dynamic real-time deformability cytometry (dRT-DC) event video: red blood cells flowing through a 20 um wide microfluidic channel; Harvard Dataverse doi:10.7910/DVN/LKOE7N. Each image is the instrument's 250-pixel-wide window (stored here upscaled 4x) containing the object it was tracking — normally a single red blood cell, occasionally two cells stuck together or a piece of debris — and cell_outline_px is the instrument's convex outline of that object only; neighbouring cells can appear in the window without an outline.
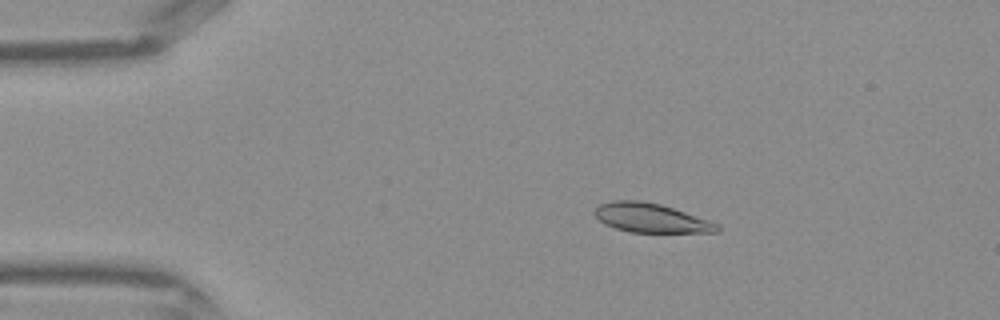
{"species": "Egyptian fruit bat (a non-hibernating species)", "species_latin": "Rousettus aegyptiacus", "temperature_condition": "warm", "stored_images_in_passage": 39, "camera_frame_rate_fps": 3000, "um_per_image_px": 0.085, "frame": {"image": 1, "passage_image": 4, "time_ms": 1.0, "image_size_px": [1000, 320], "cell_outline_px": [[720, 232], [628, 232], [604, 224], [596, 216], [596, 208], [600, 204], [612, 200], [640, 200], [660, 204], [720, 224]], "centroid_in_image_um": [55.34, 18.53], "position_along_channel_um": 29.7, "area_um2": 20.58}}
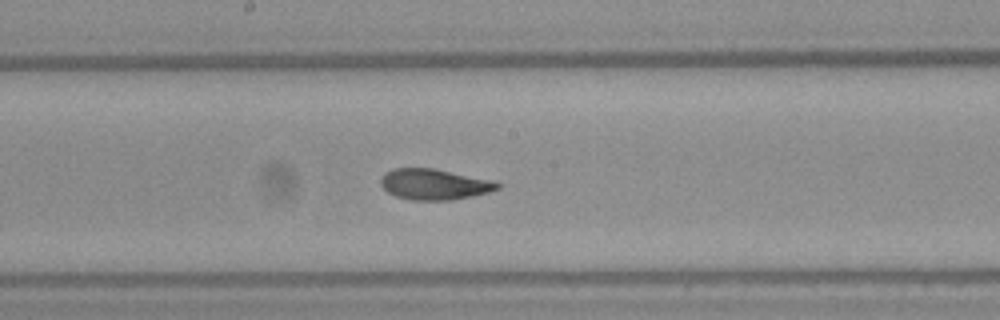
{"frame": {"image": 2, "passage_image": 19, "time_ms": 6.0, "image_size_px": [1000, 320], "cell_outline_px": [[504, 184], [500, 188], [488, 192], [472, 196], [452, 200], [412, 200], [396, 196], [388, 192], [380, 184], [380, 176], [384, 172], [392, 168], [436, 168], [492, 180]], "centroid_in_image_um": [36.91, 15.65], "position_along_channel_um": 211.3, "area_um2": 21.21}}
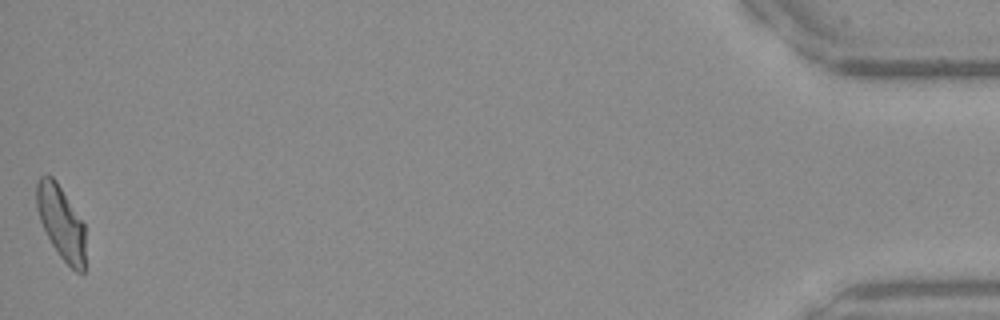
{"frame": {"image": 3, "passage_image": 39, "time_ms": 12.667, "image_size_px": [1000, 320], "cell_outline_px": [[84, 272], [76, 272], [60, 256], [52, 244], [40, 220], [36, 208], [36, 184], [40, 176], [52, 176], [56, 180], [84, 224]], "centroid_in_image_um": [5.17, 18.89], "position_along_channel_um": 430.0, "area_um2": 20.52}}